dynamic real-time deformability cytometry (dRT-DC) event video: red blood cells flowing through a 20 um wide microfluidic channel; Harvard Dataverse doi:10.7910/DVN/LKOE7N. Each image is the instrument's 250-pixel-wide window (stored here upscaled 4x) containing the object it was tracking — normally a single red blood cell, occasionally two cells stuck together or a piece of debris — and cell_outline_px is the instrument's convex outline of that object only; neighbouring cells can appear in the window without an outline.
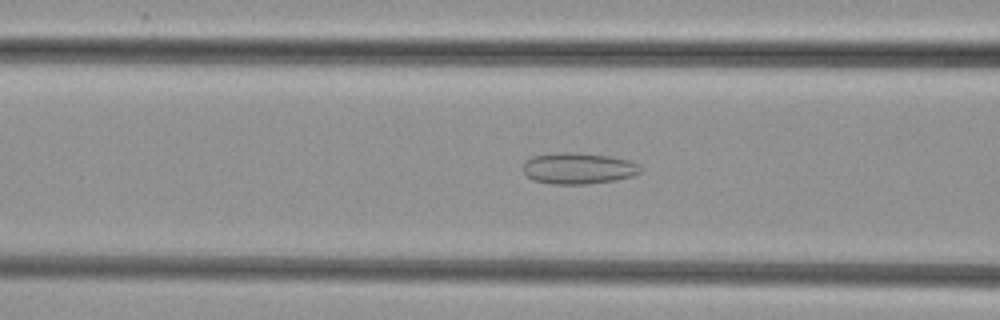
{"species": "common noctule bat (a hibernating species)", "species_latin": "Nyctalus noctula", "temperature_condition": "cold", "stored_images_in_passage": 39, "camera_frame_rate_fps": 3000, "um_per_image_px": 0.085, "animal": {"sex": "female", "body_mass_g": 29.2, "forearm_length_mm": 56.3}, "frame": {"image": 1, "passage_image": 10, "time_ms": 3.0, "image_size_px": [1000, 320], "cell_outline_px": [[640, 172], [632, 176], [616, 180], [584, 184], [552, 184], [532, 180], [524, 172], [524, 160], [532, 156], [556, 152], [568, 152], [608, 156], [628, 160], [636, 164], [640, 168]], "centroid_in_image_um": [49.1, 14.31], "position_along_channel_um": 117.5, "area_um2": 21.21}}
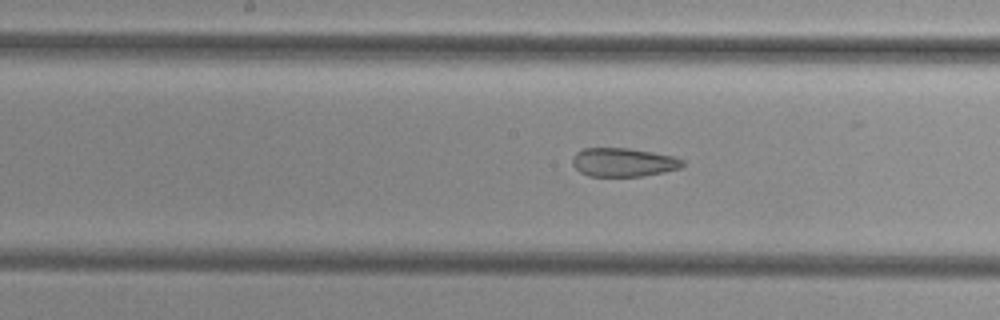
{"frame": {"image": 2, "passage_image": 16, "time_ms": 5.0, "image_size_px": [1000, 320], "cell_outline_px": [[684, 164], [680, 168], [664, 172], [644, 176], [588, 176], [580, 172], [572, 164], [572, 156], [576, 152], [584, 148], [628, 148], [652, 152], [672, 156], [684, 160]], "centroid_in_image_um": [52.96, 13.79], "position_along_channel_um": 195.2, "area_um2": 18.44}}
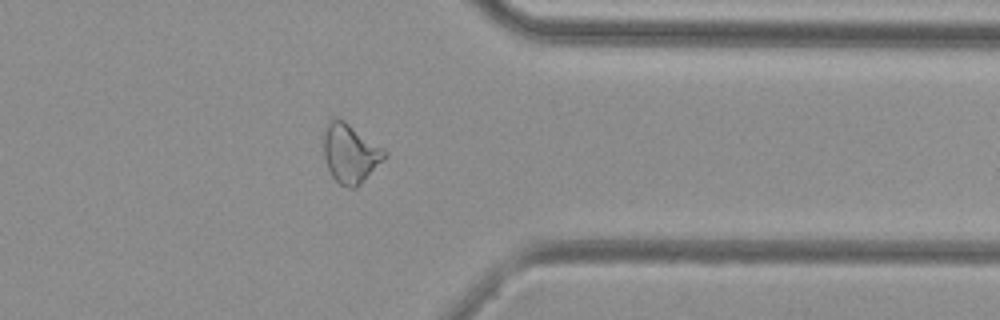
{"frame": {"image": 3, "passage_image": 31, "time_ms": 10.0, "image_size_px": [1000, 320], "cell_outline_px": [[388, 156], [356, 188], [348, 188], [340, 184], [332, 176], [328, 168], [324, 156], [320, 140], [324, 128], [328, 120], [344, 120], [388, 152]], "centroid_in_image_um": [29.73, 13.03], "position_along_channel_um": 381.7, "area_um2": 21.15}}